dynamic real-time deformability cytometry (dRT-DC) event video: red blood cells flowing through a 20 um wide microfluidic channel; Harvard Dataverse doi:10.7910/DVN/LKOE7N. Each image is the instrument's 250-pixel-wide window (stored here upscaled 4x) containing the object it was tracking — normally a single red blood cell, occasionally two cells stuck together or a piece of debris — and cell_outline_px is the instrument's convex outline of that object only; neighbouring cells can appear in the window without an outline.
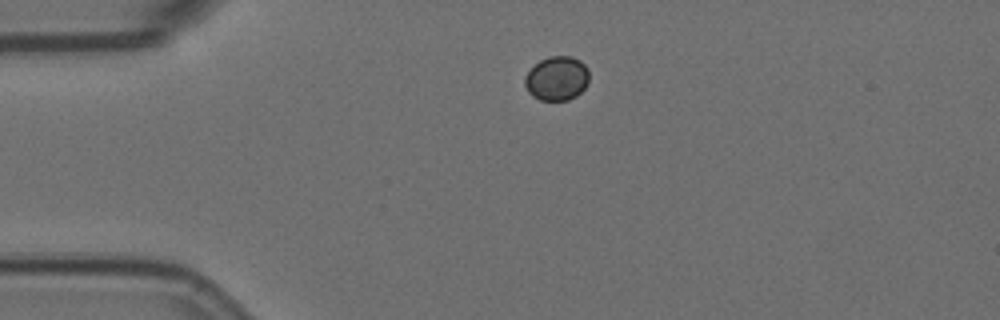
{"species": "Egyptian fruit bat (a non-hibernating species)", "species_latin": "Rousettus aegyptiacus", "temperature_condition": "room temperature", "stored_images_in_passage": 45, "camera_frame_rate_fps": 3000, "um_per_image_px": 0.085, "animal": {"sex": "female"}, "frame": {"image": 1, "passage_image": 1, "time_ms": 0.0, "image_size_px": [1000, 320], "cell_outline_px": [[588, 84], [576, 96], [568, 100], [540, 100], [532, 96], [528, 92], [524, 84], [524, 76], [540, 60], [548, 56], [572, 56], [580, 60], [588, 68]], "centroid_in_image_um": [47.33, 6.66], "position_along_channel_um": 37.7, "area_um2": 16.65}}
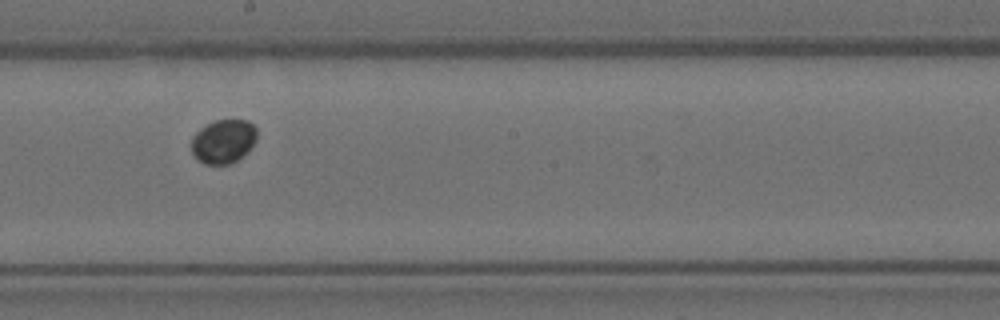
{"frame": {"image": 2, "passage_image": 20, "time_ms": 6.333, "image_size_px": [1000, 320], "cell_outline_px": [[256, 140], [236, 160], [228, 164], [204, 164], [196, 160], [192, 152], [192, 136], [200, 128], [216, 120], [248, 120], [256, 128]], "centroid_in_image_um": [18.94, 12.01], "position_along_channel_um": 229.3, "area_um2": 16.47}}
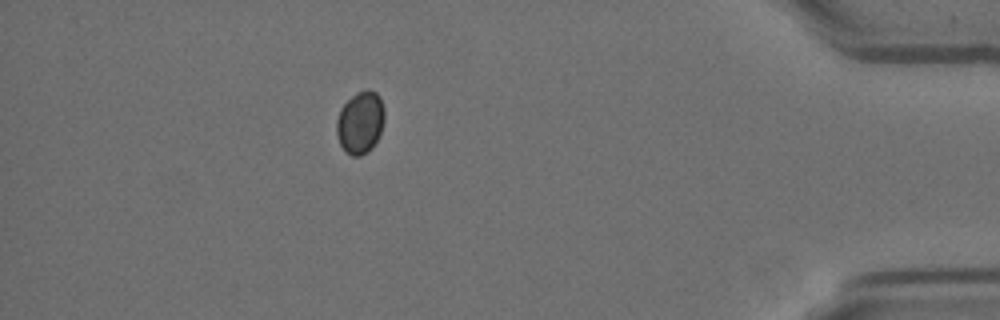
{"frame": {"image": 3, "passage_image": 39, "time_ms": 12.667, "image_size_px": [1000, 320], "cell_outline_px": [[384, 120], [380, 132], [372, 148], [368, 152], [360, 156], [352, 156], [340, 144], [336, 132], [336, 120], [340, 108], [356, 92], [368, 88], [376, 92], [380, 96], [384, 108]], "centroid_in_image_um": [30.62, 10.38], "position_along_channel_um": 404.6, "area_um2": 17.46}}